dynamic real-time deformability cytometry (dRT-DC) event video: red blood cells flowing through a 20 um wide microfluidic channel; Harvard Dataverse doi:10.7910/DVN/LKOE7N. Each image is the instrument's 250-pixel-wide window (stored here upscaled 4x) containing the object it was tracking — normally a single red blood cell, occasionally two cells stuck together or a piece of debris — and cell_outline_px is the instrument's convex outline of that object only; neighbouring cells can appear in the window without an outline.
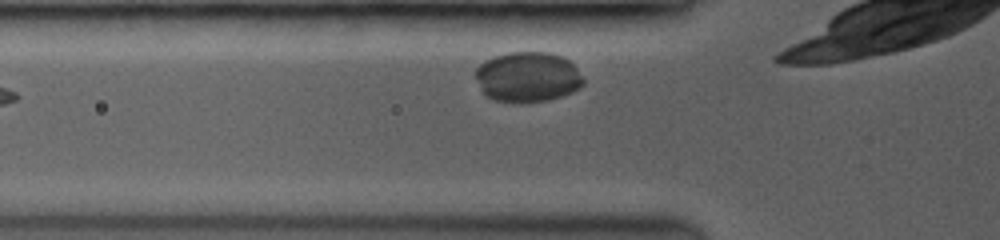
{"species": "common noctule bat (a hibernating species)", "species_latin": "Nyctalus noctula", "temperature_condition": "room temperature", "stored_images_in_passage": 9, "segment_of_instrument_passage": [2, 2], "camera_frame_rate_fps": 3500, "um_per_image_px": 0.085, "animal": {"sex": "female", "body_mass_g": 19.0, "forearm_length_mm": 53.3}, "frame": {"image": 1, "passage_image": 9, "time_ms": 3.143, "image_size_px": [1000, 240], "cell_outline_px": [[584, 84], [580, 88], [560, 96], [544, 100], [496, 100], [488, 96], [480, 88], [476, 76], [476, 68], [484, 60], [508, 52], [548, 52], [560, 56], [568, 60], [576, 68], [584, 80]], "centroid_in_image_um": [44.86, 6.5], "position_along_channel_um": 80.9, "area_um2": 30.69}}